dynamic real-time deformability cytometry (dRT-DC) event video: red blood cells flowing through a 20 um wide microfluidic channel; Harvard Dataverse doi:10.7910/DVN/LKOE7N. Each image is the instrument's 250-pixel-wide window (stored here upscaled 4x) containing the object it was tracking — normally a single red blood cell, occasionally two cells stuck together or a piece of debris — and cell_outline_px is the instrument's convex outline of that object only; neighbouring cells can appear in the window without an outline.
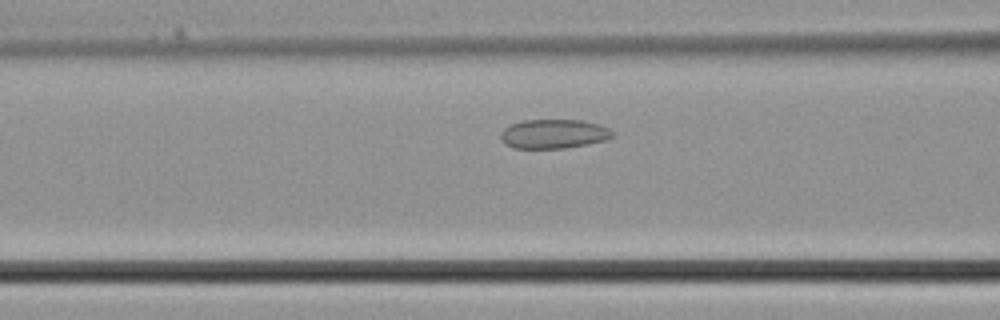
{"species": "common noctule bat (a hibernating species)", "species_latin": "Nyctalus noctula", "temperature_condition": "cold", "stored_images_in_passage": 29, "camera_frame_rate_fps": 3000, "um_per_image_px": 0.085, "animal": {"sex": "male", "body_mass_g": 21.5, "forearm_length_mm": 52.0}, "frame": {"image": 1, "passage_image": 7, "time_ms": 2.0, "image_size_px": [1000, 320], "cell_outline_px": [[616, 132], [612, 136], [604, 140], [588, 144], [564, 148], [512, 148], [504, 144], [500, 140], [500, 132], [504, 128], [512, 124], [524, 120], [580, 120], [600, 124]], "centroid_in_image_um": [47.04, 11.38], "position_along_channel_um": 119.6, "area_um2": 19.13}}
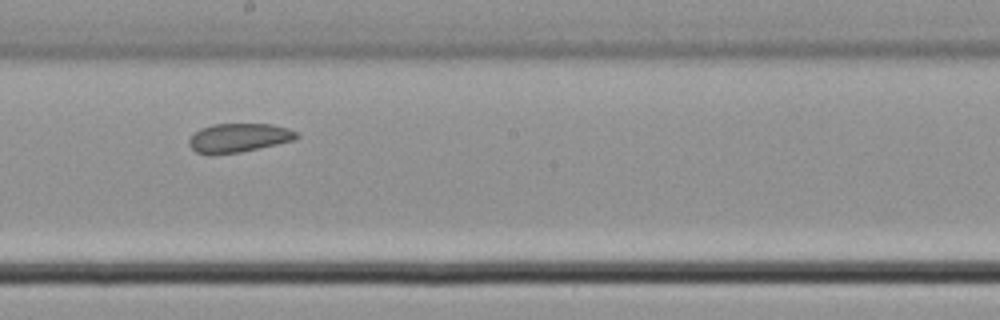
{"frame": {"image": 2, "passage_image": 13, "time_ms": 4.0, "image_size_px": [1000, 320], "cell_outline_px": [[300, 136], [296, 140], [240, 152], [212, 156], [208, 156], [196, 152], [188, 144], [188, 140], [200, 128], [212, 124], [272, 124], [288, 128], [300, 132]], "centroid_in_image_um": [20.31, 11.73], "position_along_channel_um": 227.9, "area_um2": 18.5}}
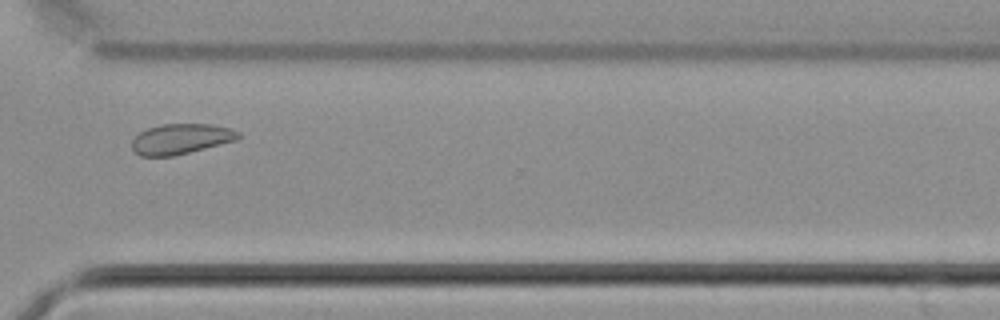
{"frame": {"image": 3, "passage_image": 20, "time_ms": 6.333, "image_size_px": [1000, 320], "cell_outline_px": [[240, 136], [236, 140], [172, 156], [140, 156], [132, 148], [132, 140], [140, 132], [148, 128], [164, 124], [212, 124], [228, 128], [240, 132]], "centroid_in_image_um": [15.36, 11.8], "position_along_channel_um": 355.2, "area_um2": 18.5}}